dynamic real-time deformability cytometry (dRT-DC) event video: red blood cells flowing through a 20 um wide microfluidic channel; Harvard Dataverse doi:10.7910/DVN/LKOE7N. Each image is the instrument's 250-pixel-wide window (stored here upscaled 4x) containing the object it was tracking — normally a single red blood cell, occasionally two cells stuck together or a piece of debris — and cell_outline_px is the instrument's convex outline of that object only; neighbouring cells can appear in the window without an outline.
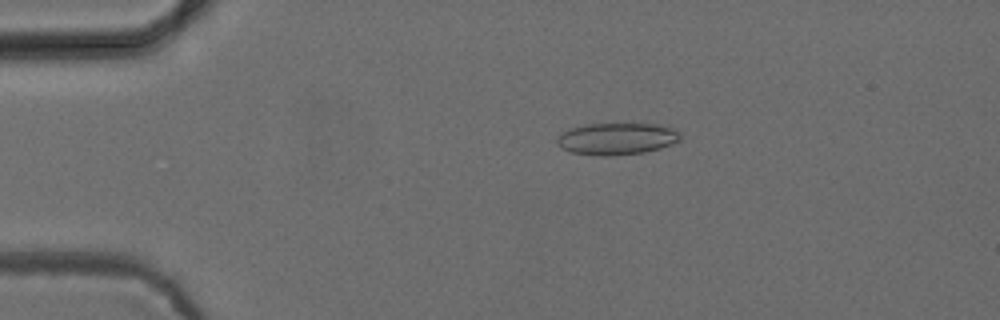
{"species": "common noctule bat (a hibernating species)", "species_latin": "Nyctalus noctula", "temperature_condition": "cold", "stored_images_in_passage": 53, "camera_frame_rate_fps": 3000, "um_per_image_px": 0.085, "animal": {"sex": "female", "body_mass_g": 24.6, "forearm_length_mm": 56.2}, "frame": {"image": 1, "passage_image": 11, "time_ms": 3.333, "image_size_px": [1000, 320], "cell_outline_px": [[680, 140], [660, 148], [644, 152], [608, 156], [600, 156], [572, 152], [560, 148], [556, 144], [556, 136], [568, 128], [584, 124], [656, 124], [672, 128], [680, 132]], "centroid_in_image_um": [52.36, 11.79], "position_along_channel_um": 32.6, "area_um2": 23.0}}
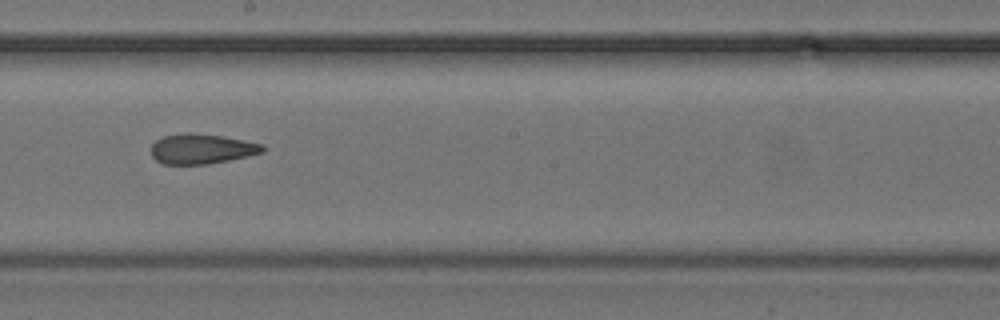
{"frame": {"image": 2, "passage_image": 30, "time_ms": 9.667, "image_size_px": [1000, 320], "cell_outline_px": [[264, 152], [248, 156], [208, 164], [164, 164], [156, 160], [152, 156], [152, 144], [156, 140], [164, 136], [188, 132], [220, 136], [244, 140], [264, 144]], "centroid_in_image_um": [17.15, 12.65], "position_along_channel_um": 231.1, "area_um2": 19.36}}
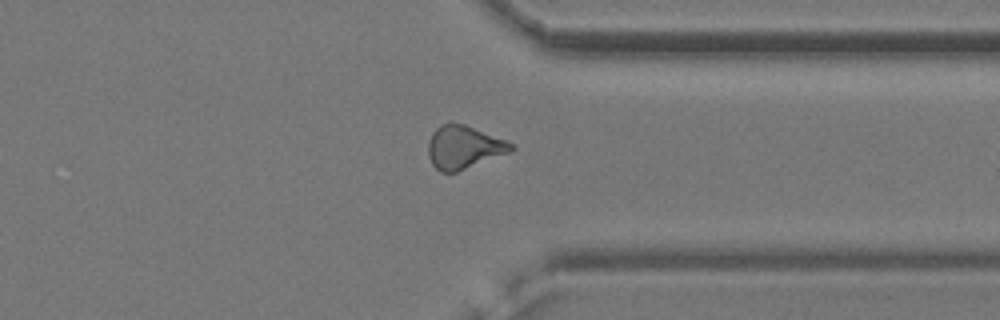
{"frame": {"image": 3, "passage_image": 41, "time_ms": 13.333, "image_size_px": [1000, 320], "cell_outline_px": [[516, 148], [512, 152], [456, 172], [440, 172], [432, 164], [428, 156], [428, 140], [432, 132], [440, 124], [464, 124], [508, 140], [516, 144]], "centroid_in_image_um": [39.47, 12.52], "position_along_channel_um": 371.9, "area_um2": 21.1}, "authors_computed_cell_mechanics": {"area_um2": 20.6346, "velocity_mm_per_s": 3.8904, "shape_relaxation_time_tau1_ms": null, "shape_relaxation_time_tau2_ms": 3.7964, "deformation_change_tau1": null, "deformation_change_tau2": 0.1126}}